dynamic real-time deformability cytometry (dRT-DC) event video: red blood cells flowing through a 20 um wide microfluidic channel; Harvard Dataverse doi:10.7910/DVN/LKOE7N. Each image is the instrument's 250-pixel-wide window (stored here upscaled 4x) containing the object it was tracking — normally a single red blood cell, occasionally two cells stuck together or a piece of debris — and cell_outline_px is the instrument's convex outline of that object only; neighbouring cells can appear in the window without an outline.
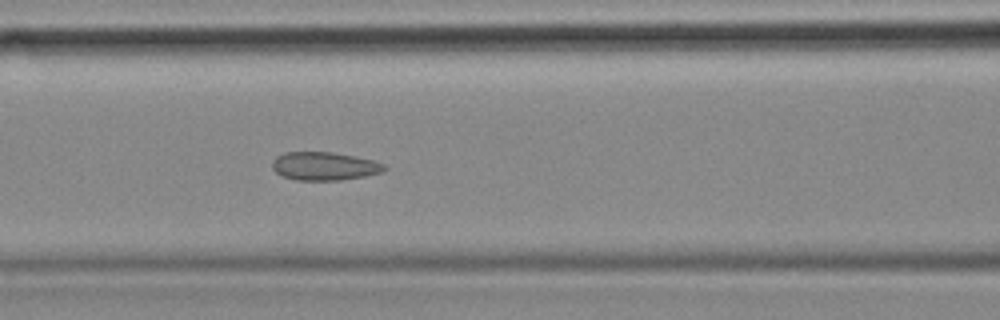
{"species": "common noctule bat (a hibernating species)", "species_latin": "Nyctalus noctula", "temperature_condition": "cold", "stored_images_in_passage": 39, "camera_frame_rate_fps": 3000, "um_per_image_px": 0.085, "animal": {"sex": "female", "body_mass_g": 18.4}, "frame": {"image": 1, "passage_image": 22, "time_ms": 7.0, "image_size_px": [1000, 320], "cell_outline_px": [[388, 168], [380, 172], [364, 176], [340, 180], [296, 180], [284, 176], [276, 172], [272, 168], [272, 160], [276, 156], [284, 152], [332, 152], [356, 156], [372, 160], [384, 164]], "centroid_in_image_um": [27.55, 14.11], "position_along_channel_um": 139.1, "area_um2": 18.44}}